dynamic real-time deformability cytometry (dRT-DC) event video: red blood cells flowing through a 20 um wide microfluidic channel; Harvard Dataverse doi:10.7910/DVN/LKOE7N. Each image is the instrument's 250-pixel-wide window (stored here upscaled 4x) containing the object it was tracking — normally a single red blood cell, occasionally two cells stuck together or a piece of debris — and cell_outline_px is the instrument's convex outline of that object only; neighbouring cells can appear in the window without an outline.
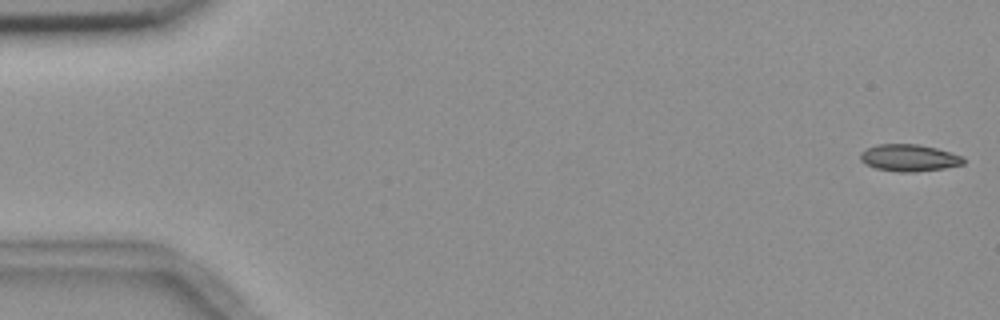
{"species": "common noctule bat (a hibernating species)", "species_latin": "Nyctalus noctula", "temperature_condition": "room temperature", "stored_images_in_passage": 5, "camera_frame_rate_fps": 3000, "um_per_image_px": 0.085, "animal": {"sex": "female", "body_mass_g": 18.4}, "frame": {"image": 1, "passage_image": 1, "time_ms": 0.0, "image_size_px": [1000, 320], "cell_outline_px": [[964, 164], [944, 168], [916, 172], [900, 172], [876, 168], [864, 164], [860, 160], [860, 152], [876, 144], [920, 144], [936, 148], [964, 156]], "centroid_in_image_um": [77.27, 13.41], "position_along_channel_um": 7.7, "area_um2": 16.3}}